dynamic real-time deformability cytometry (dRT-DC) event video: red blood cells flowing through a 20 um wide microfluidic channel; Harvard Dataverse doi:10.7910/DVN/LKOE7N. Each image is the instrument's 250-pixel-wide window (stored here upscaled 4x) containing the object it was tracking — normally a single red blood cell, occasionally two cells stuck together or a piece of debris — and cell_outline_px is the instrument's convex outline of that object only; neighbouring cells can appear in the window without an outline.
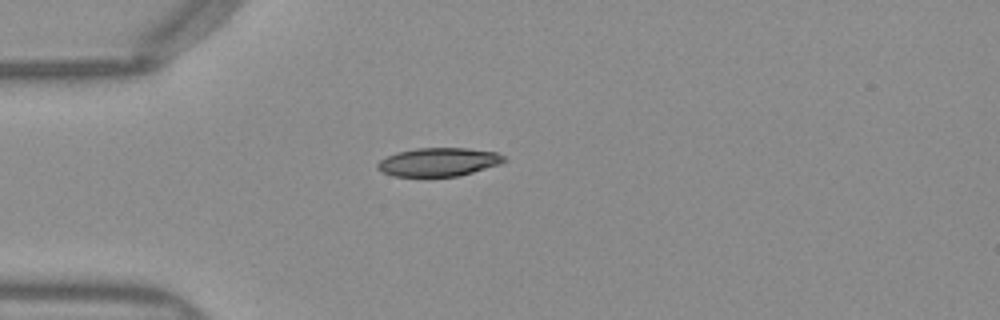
{"species": "Egyptian fruit bat (a non-hibernating species)", "species_latin": "Rousettus aegyptiacus", "temperature_condition": "warm", "stored_images_in_passage": 38, "camera_frame_rate_fps": 3000, "um_per_image_px": 0.085, "frame": {"image": 1, "passage_image": 1, "time_ms": 0.0, "image_size_px": [1000, 320], "cell_outline_px": [[508, 160], [500, 164], [472, 172], [456, 176], [392, 176], [376, 168], [376, 164], [380, 160], [396, 152], [416, 148], [468, 148], [496, 152], [504, 156]], "centroid_in_image_um": [37.28, 13.76], "position_along_channel_um": 47.7, "area_um2": 20.92}}
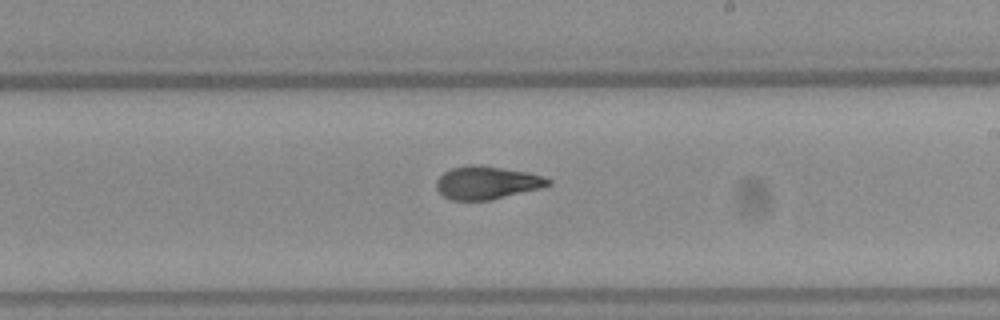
{"frame": {"image": 2, "passage_image": 17, "time_ms": 5.333, "image_size_px": [1000, 320], "cell_outline_px": [[552, 184], [540, 188], [488, 200], [452, 200], [444, 196], [436, 188], [436, 180], [444, 172], [452, 168], [468, 164], [476, 164], [528, 172], [544, 176], [552, 180]], "centroid_in_image_um": [41.38, 15.51], "position_along_channel_um": 247.6, "area_um2": 21.39}}
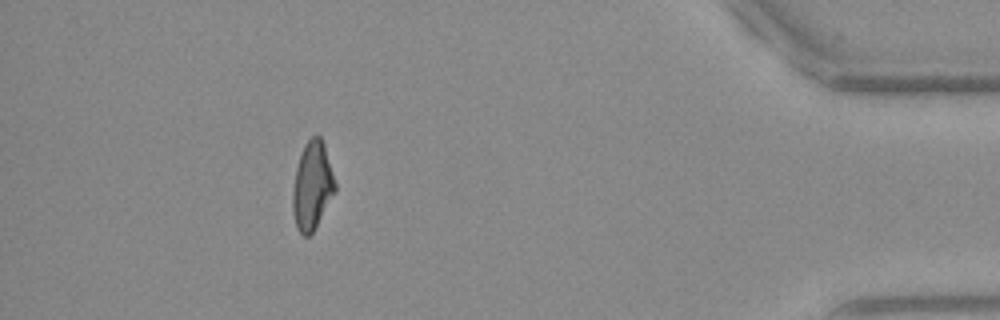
{"frame": {"image": 3, "passage_image": 33, "time_ms": 10.667, "image_size_px": [1000, 320], "cell_outline_px": [[336, 192], [312, 232], [308, 236], [304, 236], [296, 228], [292, 208], [292, 192], [296, 168], [304, 144], [312, 136], [320, 136], [324, 144], [336, 184]], "centroid_in_image_um": [26.53, 15.8], "position_along_channel_um": 408.7, "area_um2": 21.62}, "authors_computed_cell_mechanics": {"area_um2": 21.4727, "velocity_mm_per_s": 4.0165, "shape_relaxation_time_tau1_ms": 8.7887, "shape_relaxation_time_tau2_ms": 2.1802, "deformation_change_tau1": 0.2329, "deformation_change_tau2": 0.0837}}